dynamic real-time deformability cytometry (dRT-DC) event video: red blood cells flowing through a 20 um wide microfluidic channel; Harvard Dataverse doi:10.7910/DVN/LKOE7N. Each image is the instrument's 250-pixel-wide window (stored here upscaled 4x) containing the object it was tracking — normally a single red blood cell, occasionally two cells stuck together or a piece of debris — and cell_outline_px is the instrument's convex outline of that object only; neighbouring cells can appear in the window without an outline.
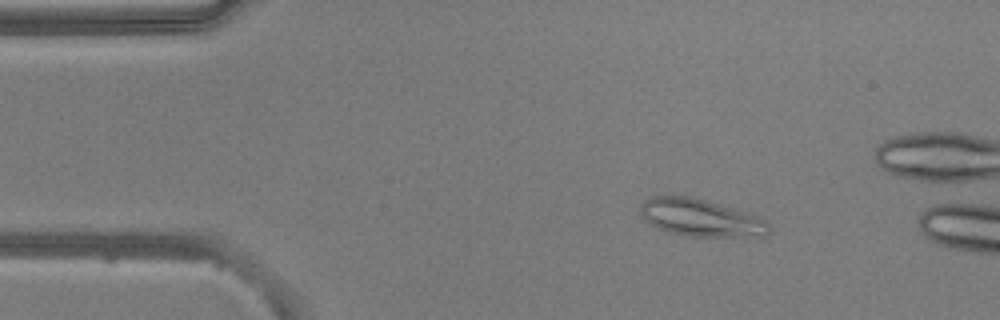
{"species": "common noctule bat (a hibernating species)", "species_latin": "Nyctalus noctula", "temperature_condition": "warm", "stored_images_in_passage": 52, "camera_frame_rate_fps": 3000, "um_per_image_px": 0.085, "animal": {"sex": "male", "body_mass_g": 20.5, "forearm_length_mm": 52.5}, "frame": {"image": 1, "passage_image": 7, "time_ms": 2.0, "image_size_px": [1000, 320], "cell_outline_px": [[772, 228], [768, 236], [764, 240], [688, 236], [668, 232], [648, 224], [644, 220], [640, 212], [640, 204], [644, 200], [652, 196], [692, 196], [744, 212], [756, 216], [764, 220]], "centroid_in_image_um": [59.65, 18.58], "position_along_channel_um": 25.4, "area_um2": 29.02}}
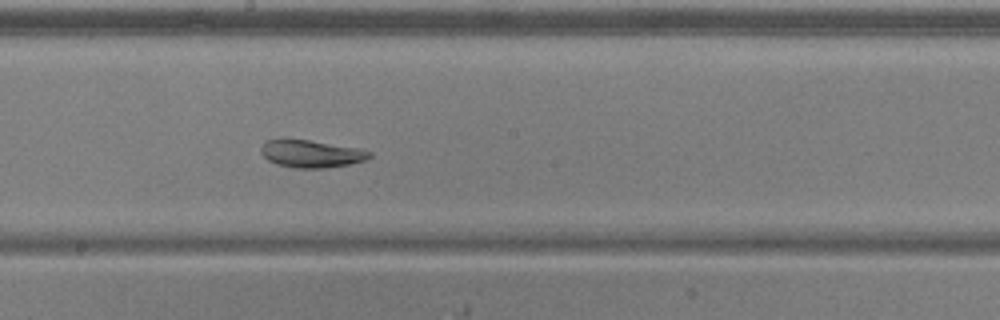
{"frame": {"image": 2, "passage_image": 27, "time_ms": 8.667, "image_size_px": [1000, 320], "cell_outline_px": [[372, 156], [364, 160], [348, 164], [324, 168], [296, 168], [276, 164], [268, 160], [260, 152], [260, 148], [268, 140], [280, 136], [308, 140], [360, 148], [372, 152]], "centroid_in_image_um": [26.41, 13.04], "position_along_channel_um": 221.8, "area_um2": 17.69}}
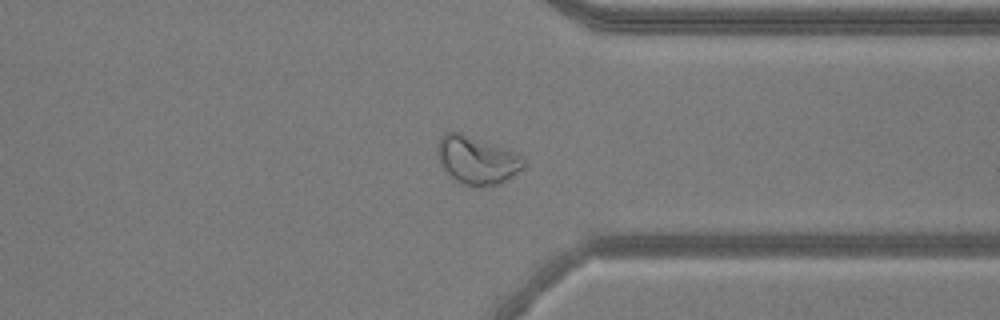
{"frame": {"image": 3, "passage_image": 39, "time_ms": 12.667, "image_size_px": [1000, 320], "cell_outline_px": [[524, 168], [508, 180], [500, 184], [480, 188], [472, 188], [456, 180], [440, 164], [436, 152], [436, 144], [440, 136], [444, 132], [460, 132], [504, 148], [520, 156], [524, 160]], "centroid_in_image_um": [40.51, 13.63], "position_along_channel_um": 370.9, "area_um2": 24.28}, "authors_computed_cell_mechanics": {"area_um2": 24.7095, "velocity_mm_per_s": 3.8028, "shape_relaxation_time_tau1_ms": 8.9796, "shape_relaxation_time_tau2_ms": 3.9742, "deformation_change_tau1": 0.2035, "deformation_change_tau2": 0.0834}}